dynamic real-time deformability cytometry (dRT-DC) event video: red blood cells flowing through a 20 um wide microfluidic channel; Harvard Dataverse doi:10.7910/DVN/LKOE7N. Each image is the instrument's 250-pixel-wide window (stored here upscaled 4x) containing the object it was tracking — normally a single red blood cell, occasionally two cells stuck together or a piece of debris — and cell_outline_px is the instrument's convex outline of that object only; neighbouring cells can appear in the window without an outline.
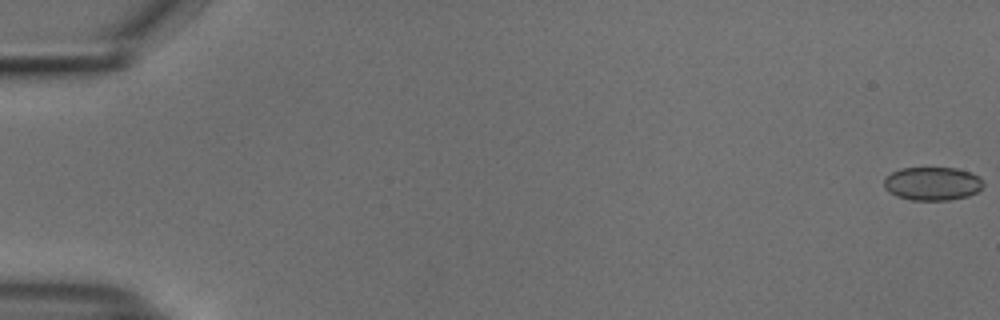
{"species": "common noctule bat (a hibernating species)", "species_latin": "Nyctalus noctula", "temperature_condition": "cold", "stored_images_in_passage": 55, "camera_frame_rate_fps": 3000, "um_per_image_px": 0.085, "animal": {"sex": "male", "body_mass_g": 18.8}, "frame": {"image": 1, "passage_image": 1, "time_ms": 0.0, "image_size_px": [1000, 320], "cell_outline_px": [[984, 184], [976, 192], [968, 196], [948, 200], [912, 200], [896, 196], [888, 192], [884, 188], [884, 180], [892, 172], [900, 168], [956, 168], [980, 176]], "centroid_in_image_um": [79.24, 15.61], "position_along_channel_um": 5.8, "area_um2": 19.31}}
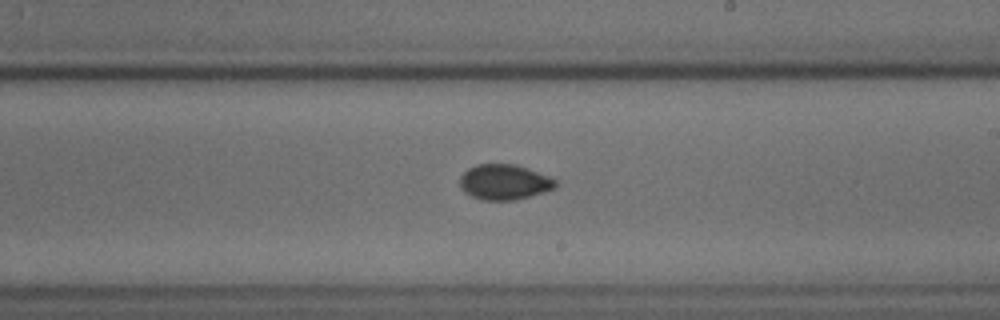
{"frame": {"image": 2, "passage_image": 33, "time_ms": 10.667, "image_size_px": [1000, 320], "cell_outline_px": [[556, 188], [544, 192], [512, 200], [484, 200], [472, 196], [464, 192], [460, 188], [460, 176], [468, 168], [476, 164], [516, 164], [528, 168], [548, 176], [556, 180]], "centroid_in_image_um": [42.85, 15.46], "position_along_channel_um": 246.2, "area_um2": 19.65}}
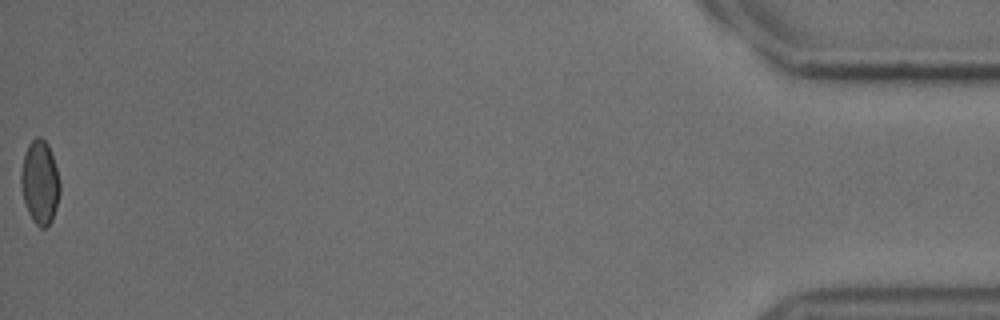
{"frame": {"image": 3, "passage_image": 55, "time_ms": 18.0, "image_size_px": [1000, 320], "cell_outline_px": [[60, 192], [56, 208], [52, 220], [44, 228], [40, 228], [32, 220], [28, 212], [24, 200], [20, 184], [20, 172], [24, 152], [28, 144], [36, 136], [40, 136], [48, 144], [60, 180]], "centroid_in_image_um": [3.38, 15.48], "position_along_channel_um": 431.8, "area_um2": 19.07}, "authors_computed_cell_mechanics": {"area_um2": 19.2474, "velocity_mm_per_s": 3.7781, "shape_relaxation_time_tau1_ms": 7.2432, "shape_relaxation_time_tau2_ms": 2.8053, "deformation_change_tau1": 0.081, "deformation_change_tau2": 0.0416}}